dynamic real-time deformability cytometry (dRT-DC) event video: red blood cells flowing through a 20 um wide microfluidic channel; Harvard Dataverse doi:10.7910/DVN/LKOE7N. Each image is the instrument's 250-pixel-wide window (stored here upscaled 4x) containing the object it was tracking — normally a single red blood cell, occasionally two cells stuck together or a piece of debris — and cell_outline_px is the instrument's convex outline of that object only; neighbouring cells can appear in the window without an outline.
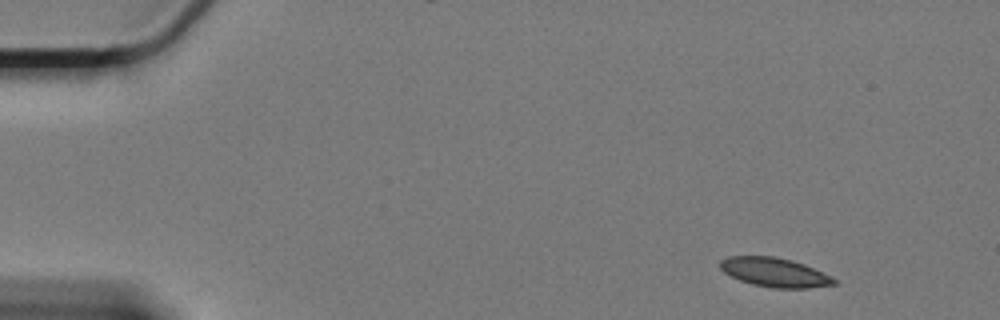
{"species": "Egyptian fruit bat (a non-hibernating species)", "species_latin": "Rousettus aegyptiacus", "temperature_condition": "cold", "stored_images_in_passage": 57, "camera_frame_rate_fps": 3000, "um_per_image_px": 0.085, "animal": {"sex": "female"}, "frame": {"image": 1, "passage_image": 1, "time_ms": 0.0, "image_size_px": [1000, 320], "cell_outline_px": [[840, 284], [808, 288], [772, 288], [752, 284], [740, 280], [724, 272], [720, 268], [720, 260], [728, 256], [772, 256], [792, 260], [804, 264], [832, 276], [840, 280]], "centroid_in_image_um": [65.91, 23.16], "position_along_channel_um": 19.1, "area_um2": 19.54}}
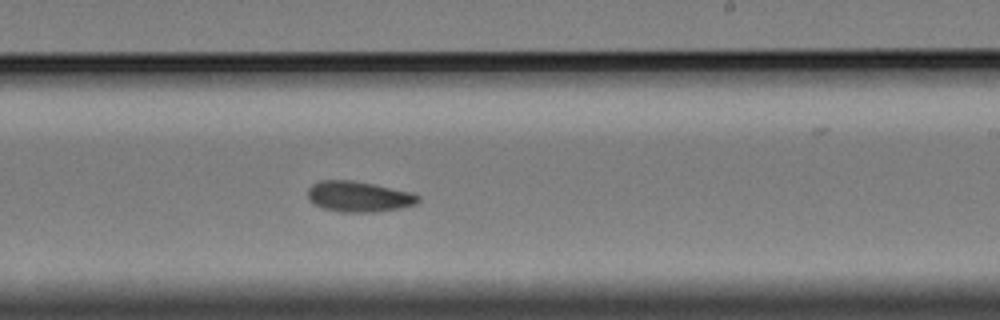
{"frame": {"image": 2, "passage_image": 32, "time_ms": 10.333, "image_size_px": [1000, 320], "cell_outline_px": [[420, 200], [416, 204], [400, 208], [376, 212], [340, 212], [324, 208], [308, 200], [308, 188], [312, 184], [320, 180], [352, 180], [412, 192], [420, 196]], "centroid_in_image_um": [30.5, 16.71], "position_along_channel_um": 258.5, "area_um2": 19.71}}
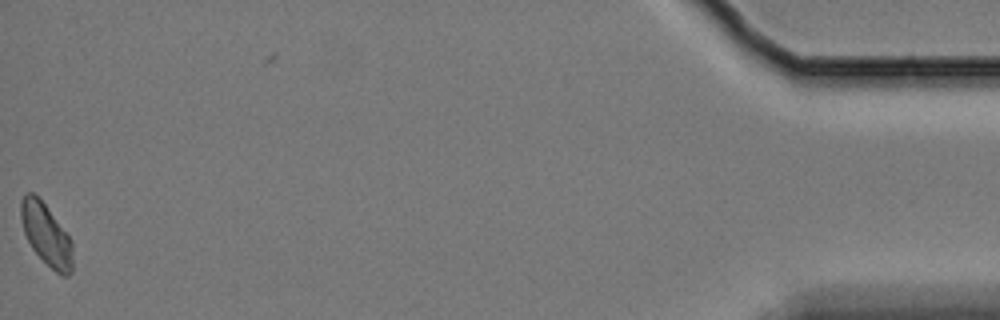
{"frame": {"image": 3, "passage_image": 56, "time_ms": 18.333, "image_size_px": [1000, 320], "cell_outline_px": [[72, 272], [68, 276], [60, 276], [32, 248], [24, 232], [20, 216], [20, 200], [24, 192], [32, 192], [44, 204], [72, 240]], "centroid_in_image_um": [3.92, 19.93], "position_along_channel_um": 431.3, "area_um2": 18.38}, "authors_computed_cell_mechanics": {"area_um2": 19.4208, "velocity_mm_per_s": 3.2748, "shape_relaxation_time_tau1_ms": null, "shape_relaxation_time_tau2_ms": 8.1187, "deformation_change_tau1": null, "deformation_change_tau2": 0.0971}}